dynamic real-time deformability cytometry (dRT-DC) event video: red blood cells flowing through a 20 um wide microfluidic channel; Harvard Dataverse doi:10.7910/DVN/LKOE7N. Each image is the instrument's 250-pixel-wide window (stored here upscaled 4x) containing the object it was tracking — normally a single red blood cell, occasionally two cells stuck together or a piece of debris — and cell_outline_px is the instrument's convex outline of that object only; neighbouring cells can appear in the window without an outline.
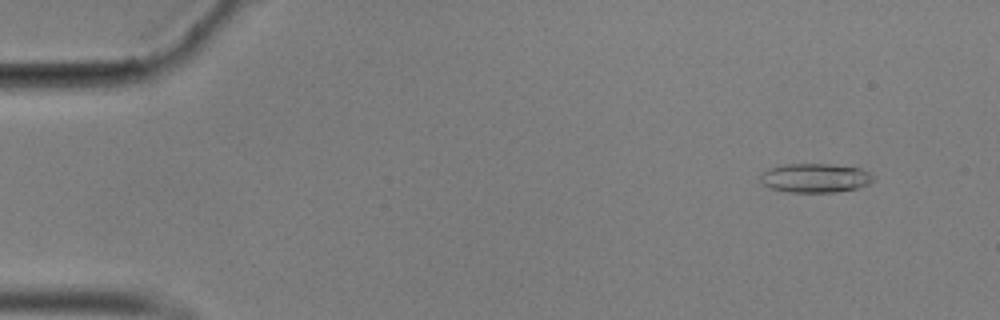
{"species": "common noctule bat (a hibernating species)", "species_latin": "Nyctalus noctula", "temperature_condition": "cold", "stored_images_in_passage": 57, "camera_frame_rate_fps": 3000, "um_per_image_px": 0.085, "animal": {"sex": "male", "body_mass_g": 17.9}, "frame": {"image": 1, "passage_image": 5, "time_ms": 1.333, "image_size_px": [1000, 320], "cell_outline_px": [[872, 180], [868, 184], [856, 188], [836, 192], [792, 192], [772, 188], [764, 184], [760, 180], [760, 176], [768, 168], [784, 164], [828, 164], [860, 168], [868, 172], [872, 176]], "centroid_in_image_um": [69.27, 15.12], "position_along_channel_um": 15.7, "area_um2": 18.84}}
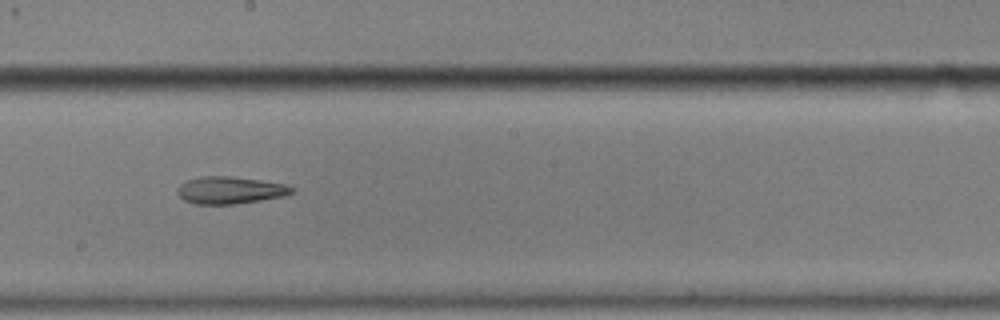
{"frame": {"image": 2, "passage_image": 32, "time_ms": 10.333, "image_size_px": [1000, 320], "cell_outline_px": [[296, 188], [292, 192], [284, 196], [260, 200], [232, 204], [196, 204], [184, 200], [176, 192], [176, 188], [180, 184], [188, 180], [200, 176], [228, 176], [260, 180], [284, 184]], "centroid_in_image_um": [19.52, 16.16], "position_along_channel_um": 228.7, "area_um2": 18.03}}
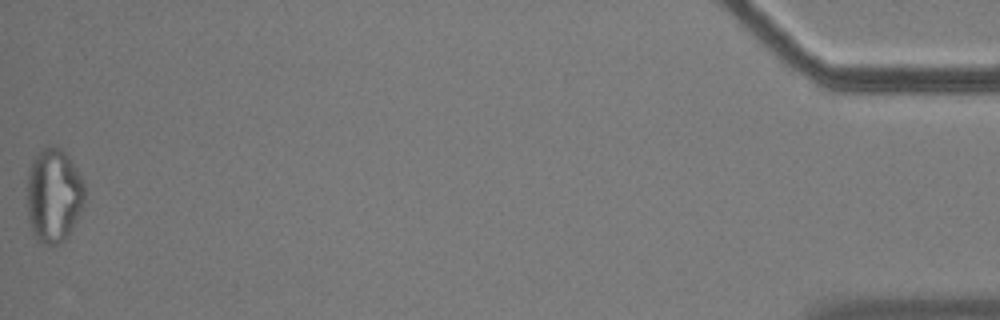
{"frame": {"image": 3, "passage_image": 57, "time_ms": 18.667, "image_size_px": [1000, 320], "cell_outline_px": [[84, 200], [64, 240], [60, 244], [40, 244], [32, 232], [28, 216], [28, 168], [32, 160], [48, 144], [60, 148], [72, 160], [84, 184]], "centroid_in_image_um": [4.53, 16.58], "position_along_channel_um": 430.7, "area_um2": 31.04}, "authors_computed_cell_mechanics": {"area_um2": 19.4208, "velocity_mm_per_s": 3.5348, "shape_relaxation_time_tau1_ms": null, "shape_relaxation_time_tau2_ms": 2.512, "deformation_change_tau1": null, "deformation_change_tau2": 0.1011}}